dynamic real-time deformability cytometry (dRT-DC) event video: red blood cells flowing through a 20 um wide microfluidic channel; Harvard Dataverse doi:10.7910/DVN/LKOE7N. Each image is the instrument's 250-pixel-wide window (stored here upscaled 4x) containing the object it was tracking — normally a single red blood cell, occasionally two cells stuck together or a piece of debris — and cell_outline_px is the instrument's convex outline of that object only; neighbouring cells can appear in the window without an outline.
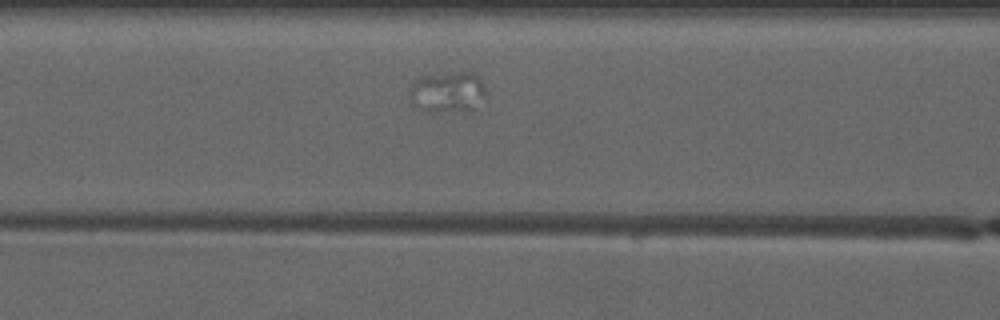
{"species": "common noctule bat (a hibernating species)", "species_latin": "Nyctalus noctula", "temperature_condition": "warm", "stored_images_in_passage": 5, "camera_frame_rate_fps": 3000, "um_per_image_px": 0.085, "animal": {"sex": "male", "forearm_length_mm": 52.5}, "frame": {"image": 1, "passage_image": 5, "time_ms": 4.667, "image_size_px": [1000, 320], "cell_outline_px": [[488, 100], [480, 112], [428, 112], [412, 108], [408, 100], [408, 92], [412, 84], [420, 76], [460, 72], [472, 72], [484, 84]], "centroid_in_image_um": [38.1, 7.92], "position_along_channel_um": 128.5, "area_um2": 19.71}}